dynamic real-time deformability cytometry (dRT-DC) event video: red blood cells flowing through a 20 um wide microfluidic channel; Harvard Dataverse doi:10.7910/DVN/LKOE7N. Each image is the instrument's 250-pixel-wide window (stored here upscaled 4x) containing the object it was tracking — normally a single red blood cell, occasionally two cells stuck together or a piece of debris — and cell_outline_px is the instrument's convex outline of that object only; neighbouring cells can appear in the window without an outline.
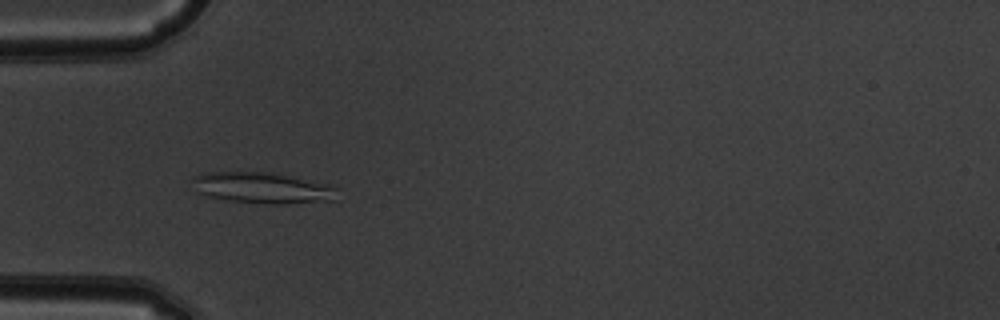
{"species": "common noctule bat (a hibernating species)", "species_latin": "Nyctalus noctula", "temperature_condition": "warm", "stored_images_in_passage": 52, "camera_frame_rate_fps": 3000, "um_per_image_px": 0.085, "animal": {"sex": "male", "body_mass_g": 19.5, "forearm_length_mm": 54.6}, "frame": {"image": 1, "passage_image": 17, "time_ms": 5.333, "image_size_px": [1000, 320], "cell_outline_px": [[336, 188], [332, 200], [284, 204], [264, 204], [228, 200], [208, 196], [196, 192], [192, 180], [192, 176], [204, 172], [272, 172], [328, 184]], "centroid_in_image_um": [22.23, 15.96], "position_along_channel_um": 62.8, "area_um2": 26.13}}
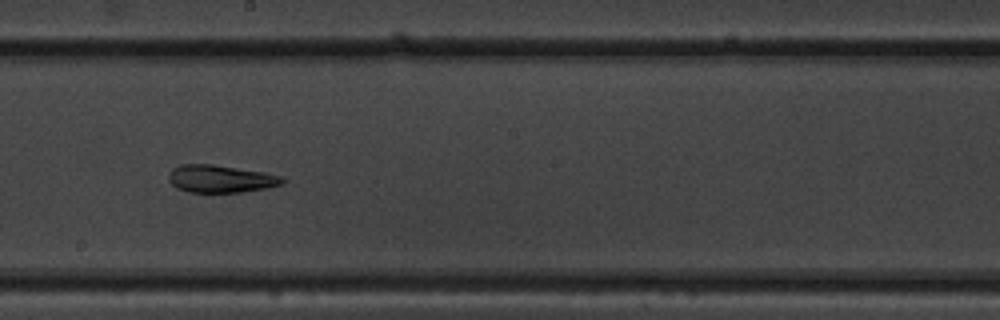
{"frame": {"image": 2, "passage_image": 30, "time_ms": 9.667, "image_size_px": [1000, 320], "cell_outline_px": [[284, 184], [268, 188], [240, 192], [188, 192], [176, 188], [168, 180], [168, 172], [172, 168], [180, 164], [212, 164], [264, 172], [280, 176], [284, 180]], "centroid_in_image_um": [18.71, 15.2], "position_along_channel_um": 229.5, "area_um2": 18.38}}
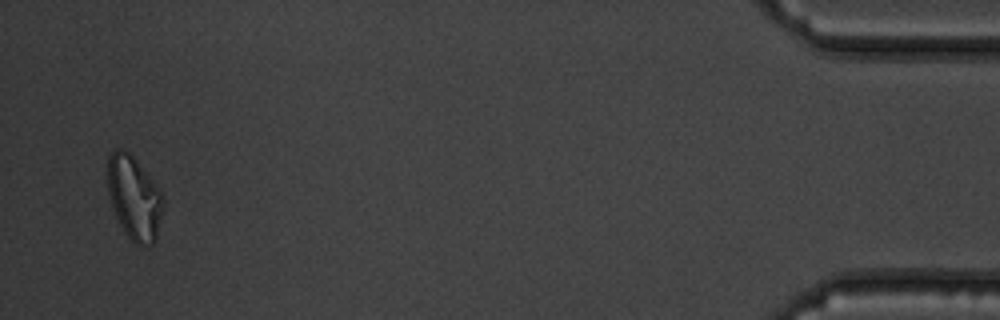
{"frame": {"image": 3, "passage_image": 51, "time_ms": 16.667, "image_size_px": [1000, 320], "cell_outline_px": [[164, 204], [156, 240], [152, 244], [144, 248], [136, 244], [124, 232], [116, 220], [108, 196], [108, 156], [116, 148], [124, 148], [136, 160], [160, 188], [164, 196]], "centroid_in_image_um": [11.41, 16.84], "position_along_channel_um": 423.8, "area_um2": 27.57}, "authors_computed_cell_mechanics": {"area_um2": 24.5072, "velocity_mm_per_s": 3.9018, "shape_relaxation_time_tau1_ms": null, "shape_relaxation_time_tau2_ms": 1.5635, "deformation_change_tau1": null, "deformation_change_tau2": 0.0871}}